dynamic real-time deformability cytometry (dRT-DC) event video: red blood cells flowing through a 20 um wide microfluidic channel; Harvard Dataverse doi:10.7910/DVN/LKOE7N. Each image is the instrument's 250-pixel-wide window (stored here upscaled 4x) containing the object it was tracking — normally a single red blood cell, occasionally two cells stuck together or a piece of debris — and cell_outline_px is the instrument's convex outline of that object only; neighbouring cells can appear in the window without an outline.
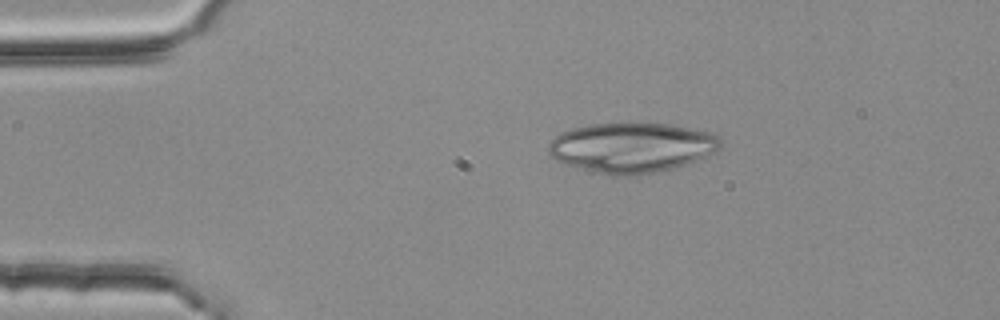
{"species": "common noctule bat (a hibernating species)", "species_latin": "Nyctalus noctula", "temperature_condition": "room temperature", "stored_images_in_passage": 3, "camera_frame_rate_fps": 3000, "um_per_image_px": 0.085, "animal": {"sex": "female", "body_mass_g": 25.1}, "frame": {"image": 1, "passage_image": 1, "time_ms": 0.0, "image_size_px": [1000, 320], "cell_outline_px": [[720, 148], [716, 152], [688, 164], [676, 168], [636, 176], [612, 176], [580, 168], [556, 160], [548, 152], [548, 144], [560, 132], [572, 128], [588, 124], [620, 120], [640, 120], [672, 124], [712, 132], [720, 136]], "centroid_in_image_um": [53.73, 12.49], "position_along_channel_um": 31.3, "area_um2": 51.85}}